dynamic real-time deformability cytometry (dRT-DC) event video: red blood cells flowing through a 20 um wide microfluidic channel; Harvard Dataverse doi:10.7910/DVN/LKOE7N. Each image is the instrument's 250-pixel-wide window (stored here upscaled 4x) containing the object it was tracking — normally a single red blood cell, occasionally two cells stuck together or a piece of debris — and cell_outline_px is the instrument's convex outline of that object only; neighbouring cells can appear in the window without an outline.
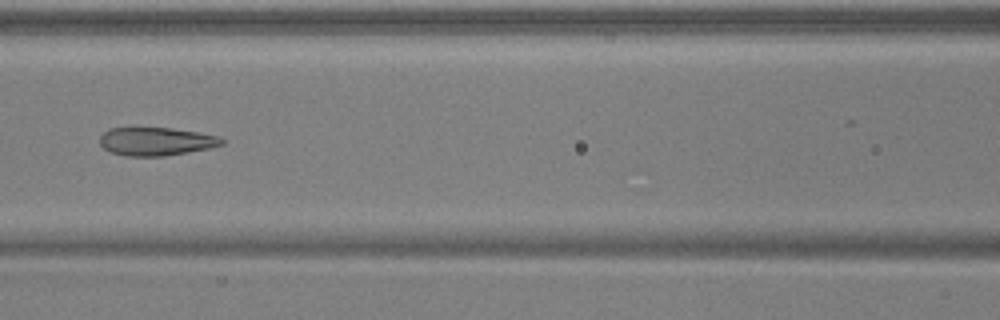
{"species": "common noctule bat (a hibernating species)", "species_latin": "Nyctalus noctula", "temperature_condition": "warm", "stored_images_in_passage": 52, "camera_frame_rate_fps": 3000, "um_per_image_px": 0.085, "animal": {"sex": "male", "body_mass_g": 17.9, "forearm_length_mm": 54.2}, "frame": {"image": 1, "passage_image": 24, "time_ms": 7.667, "image_size_px": [1000, 320], "cell_outline_px": [[224, 144], [208, 148], [188, 152], [164, 156], [124, 156], [112, 152], [104, 148], [100, 144], [100, 136], [108, 128], [172, 128], [220, 136], [224, 140]], "centroid_in_image_um": [13.26, 12.02], "position_along_channel_um": 153.3, "area_um2": 20.0}}
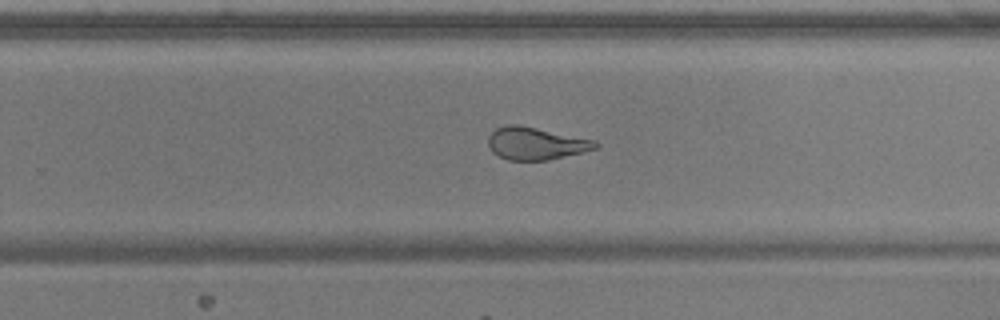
{"frame": {"image": 2, "passage_image": 34, "time_ms": 11.0, "image_size_px": [1000, 320], "cell_outline_px": [[600, 144], [596, 148], [548, 160], [508, 160], [492, 152], [488, 144], [488, 136], [496, 128], [508, 124], [520, 124], [596, 140]], "centroid_in_image_um": [45.53, 12.17], "position_along_channel_um": 284.3, "area_um2": 20.29}}
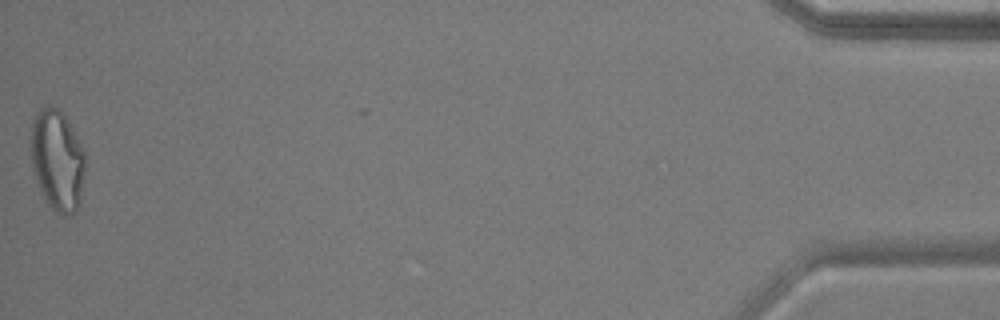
{"frame": {"image": 3, "passage_image": 52, "time_ms": 17.0, "image_size_px": [1000, 320], "cell_outline_px": [[84, 172], [80, 200], [76, 212], [64, 216], [52, 208], [48, 204], [44, 196], [32, 168], [32, 124], [36, 112], [40, 108], [48, 104], [56, 108], [64, 116], [72, 128], [84, 152]], "centroid_in_image_um": [4.87, 13.61], "position_along_channel_um": 430.3, "area_um2": 31.27}, "authors_computed_cell_mechanics": {"area_um2": 24.1026, "velocity_mm_per_s": 3.9401, "shape_relaxation_time_tau1_ms": null, "shape_relaxation_time_tau2_ms": 1.2274, "deformation_change_tau1": null, "deformation_change_tau2": 0.0797}}